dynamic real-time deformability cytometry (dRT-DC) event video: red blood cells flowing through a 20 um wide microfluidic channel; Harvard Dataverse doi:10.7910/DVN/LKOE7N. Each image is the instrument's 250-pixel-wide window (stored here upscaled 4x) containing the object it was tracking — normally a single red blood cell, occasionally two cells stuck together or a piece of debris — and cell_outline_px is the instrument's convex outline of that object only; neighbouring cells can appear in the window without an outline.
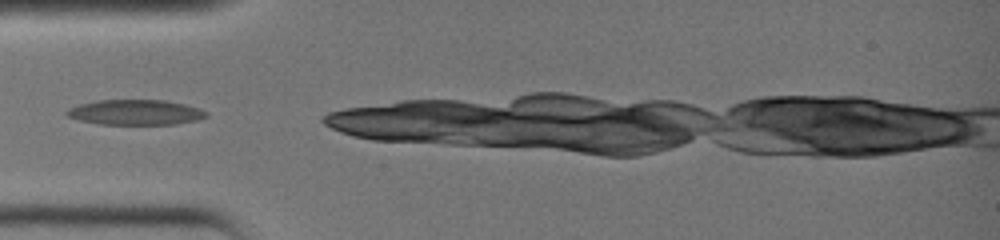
{"species": "common noctule bat (a hibernating species)", "species_latin": "Nyctalus noctula", "temperature_condition": "warm", "stored_images_in_passage": 11, "camera_frame_rate_fps": 3000, "um_per_image_px": 0.085, "animal": {"sex": "female", "body_mass_g": 19.0, "forearm_length_mm": 51.5}, "frame": {"image": 1, "passage_image": 2, "time_ms": 0.333, "image_size_px": [1000, 240], "cell_outline_px": [[208, 116], [196, 120], [176, 124], [100, 124], [80, 120], [68, 116], [64, 112], [68, 108], [80, 104], [96, 100], [164, 100], [184, 104], [200, 108], [208, 112]], "centroid_in_image_um": [11.52, 9.54], "position_along_channel_um": 73.5, "area_um2": 20.46}}
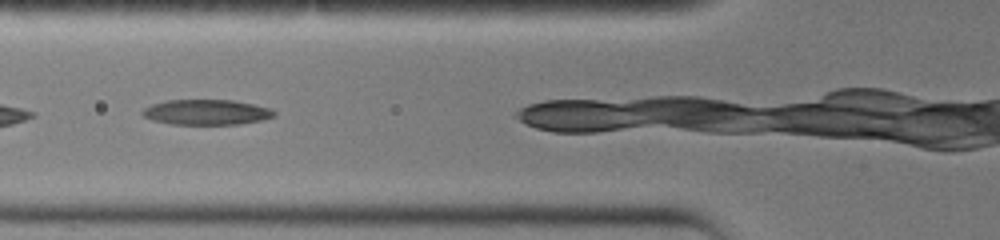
{"frame": {"image": 2, "passage_image": 4, "time_ms": 1.0, "image_size_px": [1000, 240], "cell_outline_px": [[276, 116], [260, 120], [240, 124], [172, 124], [152, 120], [144, 116], [140, 112], [144, 108], [152, 104], [168, 100], [232, 100], [272, 108], [276, 112]], "centroid_in_image_um": [17.56, 9.53], "position_along_channel_um": 108.2, "area_um2": 19.36}}